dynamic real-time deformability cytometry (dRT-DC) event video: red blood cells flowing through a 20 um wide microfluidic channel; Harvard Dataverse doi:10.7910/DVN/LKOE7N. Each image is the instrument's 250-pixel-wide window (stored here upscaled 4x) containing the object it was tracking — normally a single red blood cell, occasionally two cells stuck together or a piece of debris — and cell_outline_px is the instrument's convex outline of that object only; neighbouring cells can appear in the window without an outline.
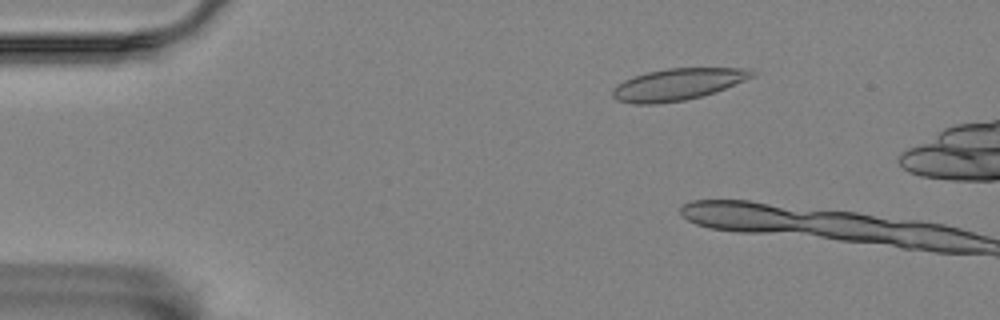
{"species": "Egyptian fruit bat (a non-hibernating species)", "species_latin": "Rousettus aegyptiacus", "temperature_condition": "room temperature", "stored_images_in_passage": 15, "camera_frame_rate_fps": 3000, "um_per_image_px": 0.085, "animal": {"sex": "female"}, "frame": {"image": 1, "passage_image": 9, "time_ms": 2.667, "image_size_px": [1000, 320], "cell_outline_px": [[756, 76], [724, 88], [700, 96], [684, 100], [656, 104], [632, 104], [616, 100], [612, 96], [612, 88], [616, 84], [632, 76], [648, 72], [668, 68], [752, 68], [756, 72]], "centroid_in_image_um": [57.57, 7.16], "position_along_channel_um": 27.4, "area_um2": 25.84}}